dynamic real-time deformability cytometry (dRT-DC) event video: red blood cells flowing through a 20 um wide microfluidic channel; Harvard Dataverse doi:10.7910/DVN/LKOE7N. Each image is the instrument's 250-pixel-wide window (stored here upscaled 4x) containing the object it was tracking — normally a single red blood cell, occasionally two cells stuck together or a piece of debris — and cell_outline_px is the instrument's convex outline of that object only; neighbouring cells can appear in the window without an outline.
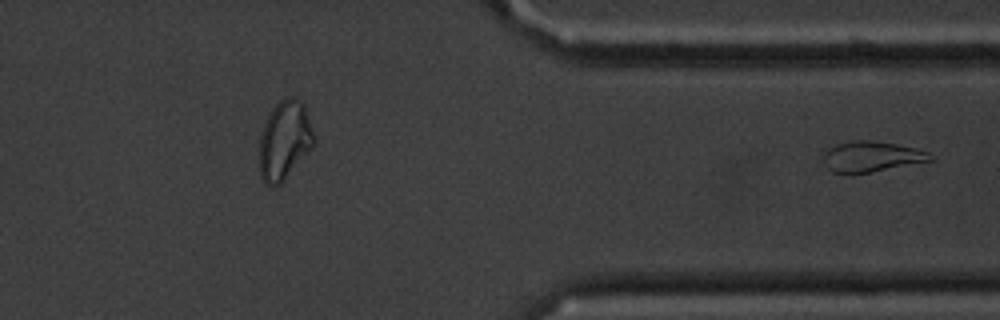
{"species": "common noctule bat (a hibernating species)", "species_latin": "Nyctalus noctula", "temperature_condition": "cold", "stored_images_in_passage": 29, "segment_of_instrument_passage": [2, 2], "camera_frame_rate_fps": 3000, "um_per_image_px": 0.085, "animal": {"sex": "male", "body_mass_g": 20.1, "forearm_length_mm": 53.5}, "frame": {"image": 1, "passage_image": 29, "time_ms": 9.333, "image_size_px": [1000, 320], "cell_outline_px": [[936, 160], [872, 172], [832, 172], [828, 168], [824, 160], [824, 152], [828, 148], [836, 144], [856, 140], [872, 140], [896, 144], [916, 148], [928, 152], [936, 156]], "centroid_in_image_um": [74.16, 13.3], "position_along_channel_um": 337.2, "area_um2": 19.02}}